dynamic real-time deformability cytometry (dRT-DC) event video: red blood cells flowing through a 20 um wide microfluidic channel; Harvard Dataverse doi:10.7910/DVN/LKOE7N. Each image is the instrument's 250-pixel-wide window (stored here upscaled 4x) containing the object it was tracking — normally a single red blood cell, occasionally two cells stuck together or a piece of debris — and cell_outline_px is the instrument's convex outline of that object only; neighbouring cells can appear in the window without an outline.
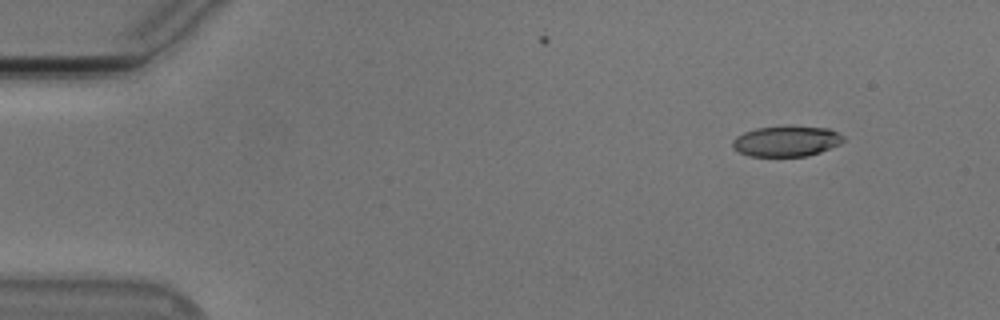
{"species": "Egyptian fruit bat (a non-hibernating species)", "species_latin": "Rousettus aegyptiacus", "temperature_condition": "cold", "stored_images_in_passage": 50, "camera_frame_rate_fps": 3000, "um_per_image_px": 0.085, "animal": {"sex": "male"}, "frame": {"image": 1, "passage_image": 1, "time_ms": 0.0, "image_size_px": [1000, 320], "cell_outline_px": [[844, 140], [840, 144], [820, 152], [808, 156], [748, 156], [736, 152], [732, 148], [732, 140], [736, 136], [744, 132], [756, 128], [784, 124], [792, 124], [828, 128], [844, 136]], "centroid_in_image_um": [66.81, 11.97], "position_along_channel_um": 18.2, "area_um2": 20.46}}
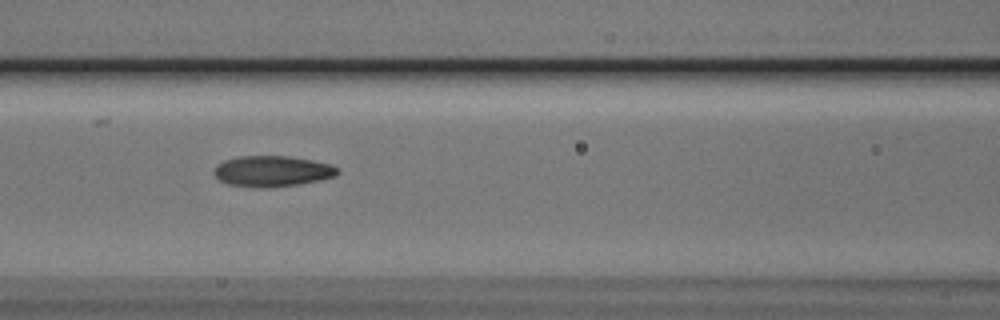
{"frame": {"image": 2, "passage_image": 19, "time_ms": 6.0, "image_size_px": [1000, 320], "cell_outline_px": [[340, 172], [336, 176], [320, 180], [300, 184], [268, 188], [252, 188], [228, 184], [220, 180], [212, 172], [212, 168], [216, 164], [224, 160], [240, 156], [288, 156], [312, 160], [328, 164], [336, 168]], "centroid_in_image_um": [23.09, 14.56], "position_along_channel_um": 143.5, "area_um2": 22.43}}
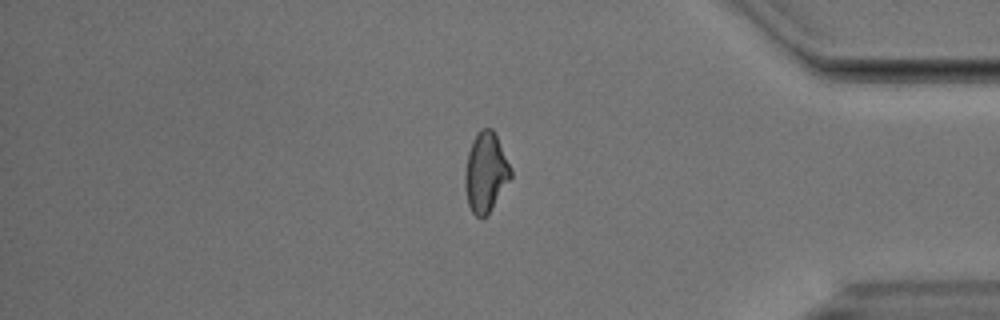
{"frame": {"image": 3, "passage_image": 41, "time_ms": 13.333, "image_size_px": [1000, 320], "cell_outline_px": [[512, 176], [488, 212], [480, 220], [472, 212], [468, 204], [464, 184], [464, 176], [468, 152], [472, 140], [476, 132], [480, 128], [492, 128], [512, 168]], "centroid_in_image_um": [41.26, 14.62], "position_along_channel_um": 393.9, "area_um2": 21.1}, "authors_computed_cell_mechanics": {"area_um2": 21.386, "velocity_mm_per_s": 3.7758, "shape_relaxation_time_tau1_ms": 9.7781, "shape_relaxation_time_tau2_ms": 1.8155, "deformation_change_tau1": 0.2237, "deformation_change_tau2": 0.0901}}